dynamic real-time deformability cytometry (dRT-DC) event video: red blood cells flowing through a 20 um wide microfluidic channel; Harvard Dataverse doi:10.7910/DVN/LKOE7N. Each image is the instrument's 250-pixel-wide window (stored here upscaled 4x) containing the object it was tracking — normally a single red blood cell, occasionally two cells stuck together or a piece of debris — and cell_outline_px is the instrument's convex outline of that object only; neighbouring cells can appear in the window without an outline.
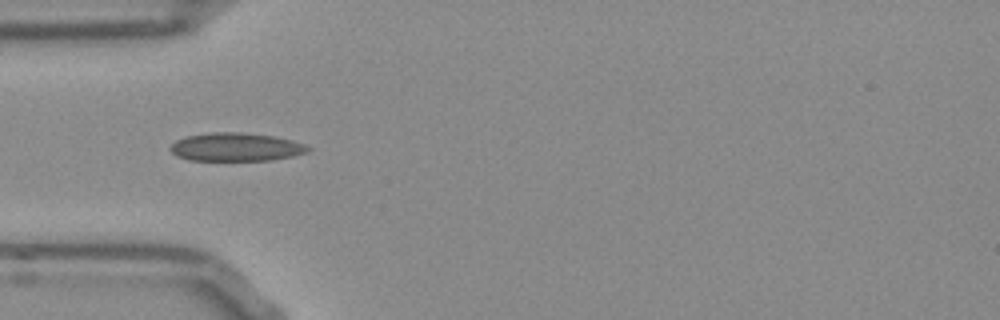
{"species": "Egyptian fruit bat (a non-hibernating species)", "species_latin": "Rousettus aegyptiacus", "temperature_condition": "room temperature", "stored_images_in_passage": 37, "camera_frame_rate_fps": 3000, "um_per_image_px": 0.085, "frame": {"image": 1, "passage_image": 1, "time_ms": 0.0, "image_size_px": [1000, 320], "cell_outline_px": [[312, 148], [308, 152], [292, 156], [272, 160], [188, 160], [176, 156], [168, 148], [176, 140], [188, 136], [212, 132], [240, 132], [272, 136], [292, 140], [304, 144]], "centroid_in_image_um": [20.05, 12.5], "position_along_channel_um": 64.9, "area_um2": 22.66}}
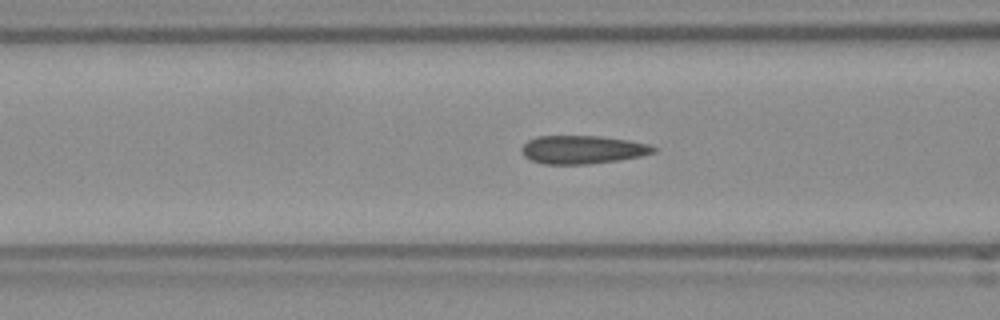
{"frame": {"image": 2, "passage_image": 5, "time_ms": 1.333, "image_size_px": [1000, 320], "cell_outline_px": [[656, 152], [640, 156], [616, 160], [588, 164], [544, 164], [532, 160], [524, 156], [520, 148], [528, 140], [536, 136], [600, 136], [628, 140], [648, 144], [656, 148]], "centroid_in_image_um": [49.49, 12.71], "position_along_channel_um": 117.1, "area_um2": 21.62}}
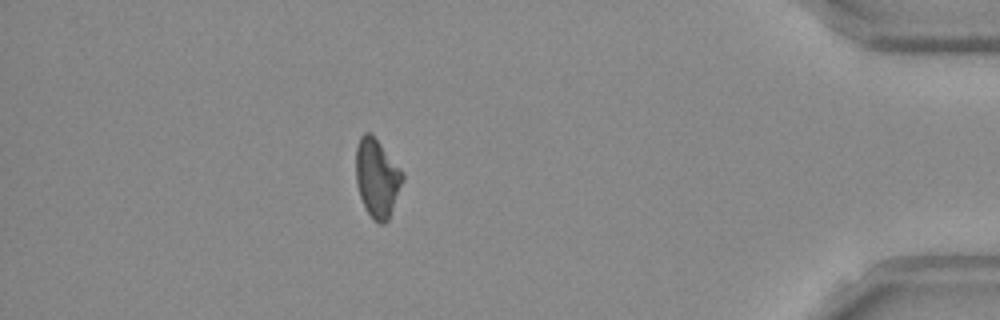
{"frame": {"image": 3, "passage_image": 31, "time_ms": 10.0, "image_size_px": [1000, 320], "cell_outline_px": [[404, 180], [388, 220], [384, 224], [380, 224], [372, 220], [360, 196], [356, 184], [356, 148], [360, 136], [364, 132], [368, 132], [380, 144], [404, 172]], "centroid_in_image_um": [32.05, 15.15], "position_along_channel_um": 403.1, "area_um2": 21.21}, "authors_computed_cell_mechanics": {"area_um2": 21.5016, "velocity_mm_per_s": 3.8711, "shape_relaxation_time_tau1_ms": null, "shape_relaxation_time_tau2_ms": 1.8955, "deformation_change_tau1": null, "deformation_change_tau2": 0.0834}}